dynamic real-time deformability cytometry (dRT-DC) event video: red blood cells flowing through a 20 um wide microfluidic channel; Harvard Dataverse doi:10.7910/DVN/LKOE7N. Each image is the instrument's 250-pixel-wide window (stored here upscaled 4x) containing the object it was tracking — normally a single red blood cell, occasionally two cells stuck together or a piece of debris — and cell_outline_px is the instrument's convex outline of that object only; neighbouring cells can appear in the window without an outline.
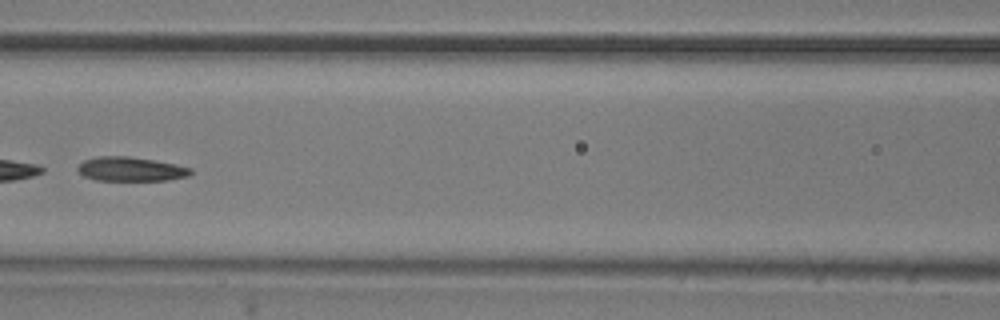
{"species": "common noctule bat (a hibernating species)", "species_latin": "Nyctalus noctula", "temperature_condition": "room temperature", "stored_images_in_passage": 5, "camera_frame_rate_fps": 3000, "um_per_image_px": 0.085, "animal": {"sex": "male", "body_mass_g": 20.5, "forearm_length_mm": 52.5}, "frame": {"image": 1, "passage_image": 5, "time_ms": 1.333, "image_size_px": [1000, 320], "cell_outline_px": [[192, 172], [188, 176], [168, 180], [96, 180], [84, 176], [76, 168], [84, 160], [96, 156], [128, 156], [176, 164], [192, 168]], "centroid_in_image_um": [11.11, 14.37], "position_along_channel_um": 155.5, "area_um2": 15.84}}